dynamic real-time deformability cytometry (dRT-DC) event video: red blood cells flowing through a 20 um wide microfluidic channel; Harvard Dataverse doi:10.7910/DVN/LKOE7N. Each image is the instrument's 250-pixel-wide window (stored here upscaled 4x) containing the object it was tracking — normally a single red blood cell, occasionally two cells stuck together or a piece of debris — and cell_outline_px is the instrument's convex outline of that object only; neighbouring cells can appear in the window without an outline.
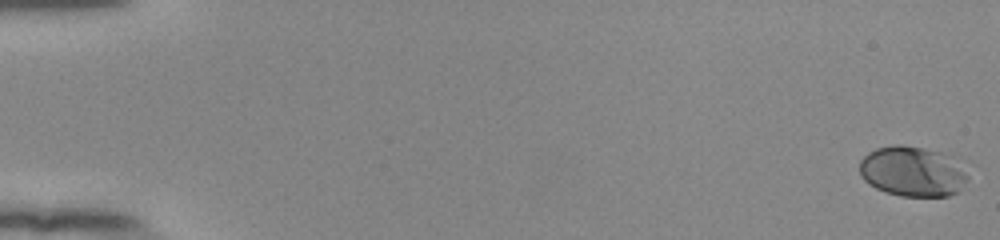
{"species": "human", "species_latin": "Homo sapiens", "temperature_condition": "room temperature", "stored_images_in_passage": 55, "camera_frame_rate_fps": 3000, "um_per_image_px": 0.085, "donor": {"sex": "female"}, "frame": {"image": 1, "passage_image": 1, "time_ms": 0.0, "image_size_px": [1000, 240], "cell_outline_px": [[968, 180], [960, 192], [948, 196], [900, 196], [884, 192], [868, 184], [860, 176], [860, 160], [868, 152], [876, 148], [896, 144], [904, 144], [924, 148], [940, 152], [948, 156], [968, 176]], "centroid_in_image_um": [77.51, 14.59], "position_along_channel_um": 7.5, "area_um2": 31.67}}
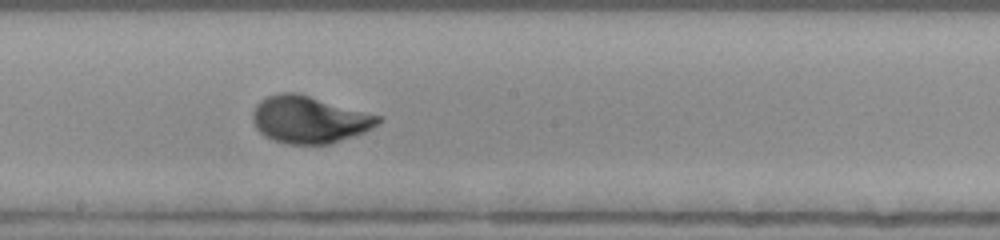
{"frame": {"image": 2, "passage_image": 32, "time_ms": 10.333, "image_size_px": [1000, 240], "cell_outline_px": [[384, 120], [372, 128], [364, 132], [328, 144], [288, 144], [272, 140], [264, 136], [256, 128], [252, 120], [252, 112], [256, 104], [260, 100], [268, 96], [280, 92], [300, 92], [384, 116]], "centroid_in_image_um": [26.31, 10.14], "position_along_channel_um": 221.9, "area_um2": 35.08}}
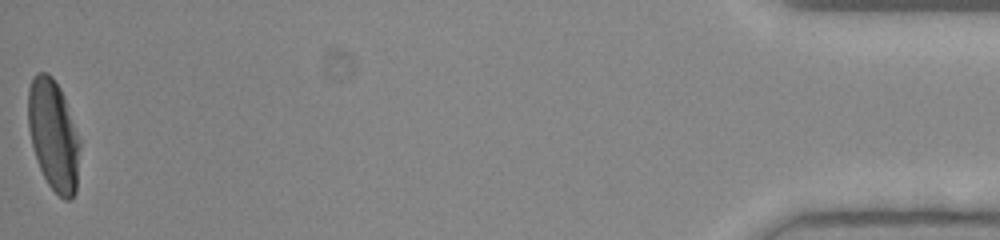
{"frame": {"image": 3, "passage_image": 55, "time_ms": 18.0, "image_size_px": [1000, 240], "cell_outline_px": [[80, 144], [76, 192], [68, 200], [64, 200], [48, 184], [36, 160], [28, 128], [28, 88], [32, 76], [36, 72], [48, 72], [52, 76], [60, 88], [64, 96], [80, 140]], "centroid_in_image_um": [4.53, 11.44], "position_along_channel_um": 430.7, "area_um2": 33.47}, "authors_computed_cell_mechanics": {"area_um2": 32.4258, "velocity_mm_per_s": 3.8826, "shape_relaxation_time_tau1_ms": 3.5002, "shape_relaxation_time_tau2_ms": null, "deformation_change_tau1": 0.1829, "deformation_change_tau2": null}}